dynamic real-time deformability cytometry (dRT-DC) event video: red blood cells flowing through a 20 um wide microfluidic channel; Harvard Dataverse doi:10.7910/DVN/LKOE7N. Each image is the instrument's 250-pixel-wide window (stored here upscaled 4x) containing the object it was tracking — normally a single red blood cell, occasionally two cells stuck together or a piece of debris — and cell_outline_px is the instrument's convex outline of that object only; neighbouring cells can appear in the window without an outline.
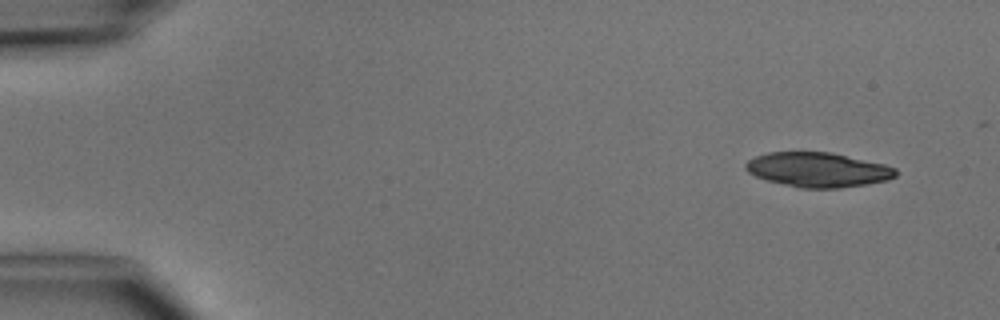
{"species": "common noctule bat (a hibernating species)", "species_latin": "Nyctalus noctula", "temperature_condition": "cold", "stored_images_in_passage": 4, "camera_frame_rate_fps": 3000, "um_per_image_px": 0.085, "animal": {"sex": "male", "body_mass_g": 15.6}, "frame": {"image": 1, "passage_image": 1, "time_ms": 0.0, "image_size_px": [1000, 320], "cell_outline_px": [[896, 176], [888, 180], [840, 188], [800, 188], [768, 180], [756, 176], [748, 172], [744, 168], [744, 164], [748, 160], [756, 156], [768, 152], [828, 152], [884, 164], [896, 168]], "centroid_in_image_um": [69.5, 14.43], "position_along_channel_um": 15.5, "area_um2": 30.0}}